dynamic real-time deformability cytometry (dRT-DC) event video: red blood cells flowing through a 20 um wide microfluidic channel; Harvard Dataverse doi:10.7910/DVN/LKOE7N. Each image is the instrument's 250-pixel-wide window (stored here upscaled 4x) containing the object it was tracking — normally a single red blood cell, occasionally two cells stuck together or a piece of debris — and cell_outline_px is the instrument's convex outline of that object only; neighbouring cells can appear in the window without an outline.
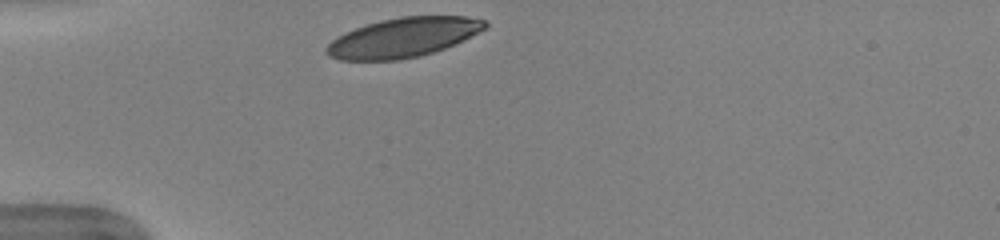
{"species": "human", "species_latin": "Homo sapiens", "temperature_condition": "warm", "stored_images_in_passage": 30, "camera_frame_rate_fps": 3000, "um_per_image_px": 0.085, "donor": {"sex": "female"}, "frame": {"image": 1, "passage_image": 1, "time_ms": 0.0, "image_size_px": [1000, 240], "cell_outline_px": [[488, 28], [464, 40], [444, 48], [420, 56], [400, 60], [340, 60], [328, 56], [324, 52], [324, 48], [332, 40], [344, 32], [380, 20], [400, 16], [464, 16], [484, 20], [488, 24]], "centroid_in_image_um": [34.26, 3.19], "position_along_channel_um": 50.7, "area_um2": 36.59}}
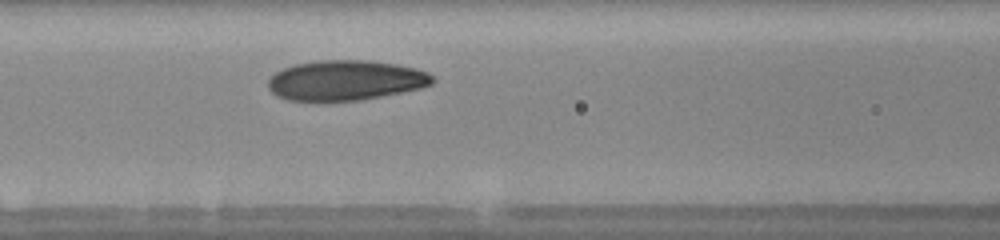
{"frame": {"image": 2, "passage_image": 9, "time_ms": 2.667, "image_size_px": [1000, 240], "cell_outline_px": [[436, 80], [432, 84], [420, 88], [360, 100], [288, 100], [276, 96], [268, 88], [268, 80], [276, 72], [284, 68], [296, 64], [320, 60], [368, 60], [396, 64], [416, 68], [428, 72]], "centroid_in_image_um": [29.39, 6.82], "position_along_channel_um": 137.2, "area_um2": 38.15}}
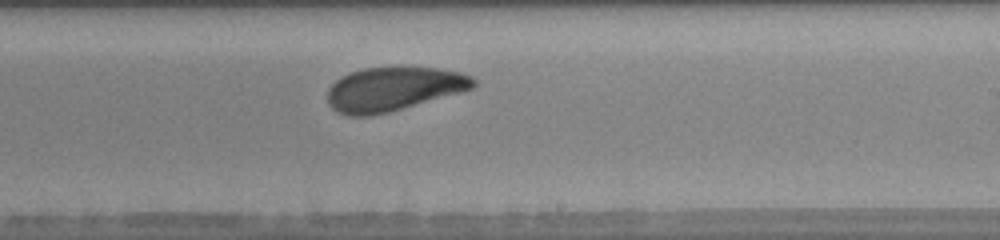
{"frame": {"image": 3, "passage_image": 18, "time_ms": 5.667, "image_size_px": [1000, 240], "cell_outline_px": [[476, 84], [472, 88], [460, 92], [388, 112], [372, 116], [348, 116], [336, 112], [328, 104], [328, 88], [336, 80], [348, 72], [364, 68], [436, 68], [460, 72], [472, 76], [476, 80]], "centroid_in_image_um": [33.4, 7.57], "position_along_channel_um": 255.6, "area_um2": 37.05}, "authors_computed_cell_mechanics": {"area_um2": 38.148, "velocity_mm_per_s": 3.9537, "shape_relaxation_time_tau1_ms": 2.2319, "shape_relaxation_time_tau2_ms": 2.9075, "deformation_change_tau1": 0.107, "deformation_change_tau2": 0.0879}}